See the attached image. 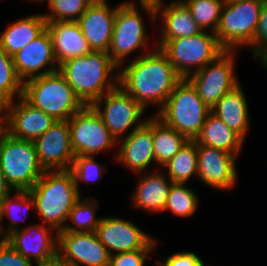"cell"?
<instances>
[{"label": "cell", "mask_w": 267, "mask_h": 266, "mask_svg": "<svg viewBox=\"0 0 267 266\" xmlns=\"http://www.w3.org/2000/svg\"><path fill=\"white\" fill-rule=\"evenodd\" d=\"M267 54V4L262 5L254 36V61L258 63Z\"/></svg>", "instance_id": "obj_39"}, {"label": "cell", "mask_w": 267, "mask_h": 266, "mask_svg": "<svg viewBox=\"0 0 267 266\" xmlns=\"http://www.w3.org/2000/svg\"><path fill=\"white\" fill-rule=\"evenodd\" d=\"M98 156H75L70 171L73 174L76 188L81 196L84 192L81 190L82 184H95L100 183L107 173L108 164L104 161L97 160ZM82 183V184H81Z\"/></svg>", "instance_id": "obj_33"}, {"label": "cell", "mask_w": 267, "mask_h": 266, "mask_svg": "<svg viewBox=\"0 0 267 266\" xmlns=\"http://www.w3.org/2000/svg\"><path fill=\"white\" fill-rule=\"evenodd\" d=\"M118 5L110 4L109 0H94L77 21L92 51L108 52Z\"/></svg>", "instance_id": "obj_21"}, {"label": "cell", "mask_w": 267, "mask_h": 266, "mask_svg": "<svg viewBox=\"0 0 267 266\" xmlns=\"http://www.w3.org/2000/svg\"><path fill=\"white\" fill-rule=\"evenodd\" d=\"M34 266H64V260L57 254L55 257L40 263H36Z\"/></svg>", "instance_id": "obj_42"}, {"label": "cell", "mask_w": 267, "mask_h": 266, "mask_svg": "<svg viewBox=\"0 0 267 266\" xmlns=\"http://www.w3.org/2000/svg\"><path fill=\"white\" fill-rule=\"evenodd\" d=\"M134 176L136 184L128 197L130 208L151 215L162 214L173 182L161 168L134 174Z\"/></svg>", "instance_id": "obj_19"}, {"label": "cell", "mask_w": 267, "mask_h": 266, "mask_svg": "<svg viewBox=\"0 0 267 266\" xmlns=\"http://www.w3.org/2000/svg\"><path fill=\"white\" fill-rule=\"evenodd\" d=\"M173 183L198 181L197 143L188 140L178 153L161 168Z\"/></svg>", "instance_id": "obj_31"}, {"label": "cell", "mask_w": 267, "mask_h": 266, "mask_svg": "<svg viewBox=\"0 0 267 266\" xmlns=\"http://www.w3.org/2000/svg\"><path fill=\"white\" fill-rule=\"evenodd\" d=\"M262 68V71H267V54L257 63ZM267 73V72H266Z\"/></svg>", "instance_id": "obj_45"}, {"label": "cell", "mask_w": 267, "mask_h": 266, "mask_svg": "<svg viewBox=\"0 0 267 266\" xmlns=\"http://www.w3.org/2000/svg\"><path fill=\"white\" fill-rule=\"evenodd\" d=\"M8 134V118H0V144Z\"/></svg>", "instance_id": "obj_43"}, {"label": "cell", "mask_w": 267, "mask_h": 266, "mask_svg": "<svg viewBox=\"0 0 267 266\" xmlns=\"http://www.w3.org/2000/svg\"><path fill=\"white\" fill-rule=\"evenodd\" d=\"M46 29L50 35L58 65L68 59L84 56L92 51L78 22L47 21Z\"/></svg>", "instance_id": "obj_25"}, {"label": "cell", "mask_w": 267, "mask_h": 266, "mask_svg": "<svg viewBox=\"0 0 267 266\" xmlns=\"http://www.w3.org/2000/svg\"><path fill=\"white\" fill-rule=\"evenodd\" d=\"M59 71L84 105H92L118 85V67L104 51L68 59Z\"/></svg>", "instance_id": "obj_3"}, {"label": "cell", "mask_w": 267, "mask_h": 266, "mask_svg": "<svg viewBox=\"0 0 267 266\" xmlns=\"http://www.w3.org/2000/svg\"><path fill=\"white\" fill-rule=\"evenodd\" d=\"M57 254L65 262L75 265L110 266L111 255L96 232L59 231Z\"/></svg>", "instance_id": "obj_16"}, {"label": "cell", "mask_w": 267, "mask_h": 266, "mask_svg": "<svg viewBox=\"0 0 267 266\" xmlns=\"http://www.w3.org/2000/svg\"><path fill=\"white\" fill-rule=\"evenodd\" d=\"M32 212H35L34 199L28 190H13L7 195L0 202V239L25 228L22 223Z\"/></svg>", "instance_id": "obj_27"}, {"label": "cell", "mask_w": 267, "mask_h": 266, "mask_svg": "<svg viewBox=\"0 0 267 266\" xmlns=\"http://www.w3.org/2000/svg\"><path fill=\"white\" fill-rule=\"evenodd\" d=\"M182 79L158 47L118 68V85L151 115L164 107Z\"/></svg>", "instance_id": "obj_1"}, {"label": "cell", "mask_w": 267, "mask_h": 266, "mask_svg": "<svg viewBox=\"0 0 267 266\" xmlns=\"http://www.w3.org/2000/svg\"><path fill=\"white\" fill-rule=\"evenodd\" d=\"M29 223L25 228L10 233L4 240L34 264L55 257L58 232L41 222Z\"/></svg>", "instance_id": "obj_18"}, {"label": "cell", "mask_w": 267, "mask_h": 266, "mask_svg": "<svg viewBox=\"0 0 267 266\" xmlns=\"http://www.w3.org/2000/svg\"><path fill=\"white\" fill-rule=\"evenodd\" d=\"M13 191V188L9 185L7 182L4 174L1 171L0 168V202L11 192Z\"/></svg>", "instance_id": "obj_41"}, {"label": "cell", "mask_w": 267, "mask_h": 266, "mask_svg": "<svg viewBox=\"0 0 267 266\" xmlns=\"http://www.w3.org/2000/svg\"><path fill=\"white\" fill-rule=\"evenodd\" d=\"M8 134L27 141L43 135L56 121L52 116L33 107L23 97L6 103Z\"/></svg>", "instance_id": "obj_23"}, {"label": "cell", "mask_w": 267, "mask_h": 266, "mask_svg": "<svg viewBox=\"0 0 267 266\" xmlns=\"http://www.w3.org/2000/svg\"><path fill=\"white\" fill-rule=\"evenodd\" d=\"M243 85L241 81L231 91L227 92L211 109V112L247 142L246 139L253 124L251 111L249 110V97Z\"/></svg>", "instance_id": "obj_24"}, {"label": "cell", "mask_w": 267, "mask_h": 266, "mask_svg": "<svg viewBox=\"0 0 267 266\" xmlns=\"http://www.w3.org/2000/svg\"><path fill=\"white\" fill-rule=\"evenodd\" d=\"M156 250H135L111 255L110 266H150Z\"/></svg>", "instance_id": "obj_38"}, {"label": "cell", "mask_w": 267, "mask_h": 266, "mask_svg": "<svg viewBox=\"0 0 267 266\" xmlns=\"http://www.w3.org/2000/svg\"><path fill=\"white\" fill-rule=\"evenodd\" d=\"M224 2L225 0H187L184 4L203 31L215 33Z\"/></svg>", "instance_id": "obj_35"}, {"label": "cell", "mask_w": 267, "mask_h": 266, "mask_svg": "<svg viewBox=\"0 0 267 266\" xmlns=\"http://www.w3.org/2000/svg\"><path fill=\"white\" fill-rule=\"evenodd\" d=\"M147 27L152 30L150 34ZM154 31H156L154 2L120 0L107 52L112 62L119 68L124 63L155 49L157 46Z\"/></svg>", "instance_id": "obj_2"}, {"label": "cell", "mask_w": 267, "mask_h": 266, "mask_svg": "<svg viewBox=\"0 0 267 266\" xmlns=\"http://www.w3.org/2000/svg\"><path fill=\"white\" fill-rule=\"evenodd\" d=\"M156 254L160 257L156 256L153 260L158 266H213L210 263L207 264L206 260L203 259V257L201 258L198 252L196 253L194 250L191 251V249L186 250L185 248V250L174 251L172 254L169 253L167 257L160 255V252L158 254L157 250Z\"/></svg>", "instance_id": "obj_37"}, {"label": "cell", "mask_w": 267, "mask_h": 266, "mask_svg": "<svg viewBox=\"0 0 267 266\" xmlns=\"http://www.w3.org/2000/svg\"><path fill=\"white\" fill-rule=\"evenodd\" d=\"M156 46L182 78L199 71L225 51L216 34L209 31L191 37L156 40Z\"/></svg>", "instance_id": "obj_8"}, {"label": "cell", "mask_w": 267, "mask_h": 266, "mask_svg": "<svg viewBox=\"0 0 267 266\" xmlns=\"http://www.w3.org/2000/svg\"><path fill=\"white\" fill-rule=\"evenodd\" d=\"M22 97L55 120H69L85 106L59 70L25 81Z\"/></svg>", "instance_id": "obj_5"}, {"label": "cell", "mask_w": 267, "mask_h": 266, "mask_svg": "<svg viewBox=\"0 0 267 266\" xmlns=\"http://www.w3.org/2000/svg\"><path fill=\"white\" fill-rule=\"evenodd\" d=\"M0 118H8L6 111V102L0 98Z\"/></svg>", "instance_id": "obj_44"}, {"label": "cell", "mask_w": 267, "mask_h": 266, "mask_svg": "<svg viewBox=\"0 0 267 266\" xmlns=\"http://www.w3.org/2000/svg\"><path fill=\"white\" fill-rule=\"evenodd\" d=\"M198 182L215 191L231 192L240 178L239 158L224 150L197 145ZM239 169V170H238ZM204 184V185H203Z\"/></svg>", "instance_id": "obj_14"}, {"label": "cell", "mask_w": 267, "mask_h": 266, "mask_svg": "<svg viewBox=\"0 0 267 266\" xmlns=\"http://www.w3.org/2000/svg\"><path fill=\"white\" fill-rule=\"evenodd\" d=\"M23 96V82L16 74L13 59L0 47V98L8 103Z\"/></svg>", "instance_id": "obj_36"}, {"label": "cell", "mask_w": 267, "mask_h": 266, "mask_svg": "<svg viewBox=\"0 0 267 266\" xmlns=\"http://www.w3.org/2000/svg\"><path fill=\"white\" fill-rule=\"evenodd\" d=\"M197 145L215 147L239 158L246 142L219 117L210 112L199 135L194 140Z\"/></svg>", "instance_id": "obj_28"}, {"label": "cell", "mask_w": 267, "mask_h": 266, "mask_svg": "<svg viewBox=\"0 0 267 266\" xmlns=\"http://www.w3.org/2000/svg\"><path fill=\"white\" fill-rule=\"evenodd\" d=\"M23 1H26V2H31V4H38L39 5V7L41 6V4H42V2L44 1V0H23Z\"/></svg>", "instance_id": "obj_46"}, {"label": "cell", "mask_w": 267, "mask_h": 266, "mask_svg": "<svg viewBox=\"0 0 267 266\" xmlns=\"http://www.w3.org/2000/svg\"><path fill=\"white\" fill-rule=\"evenodd\" d=\"M177 1L184 4L187 0H177Z\"/></svg>", "instance_id": "obj_48"}, {"label": "cell", "mask_w": 267, "mask_h": 266, "mask_svg": "<svg viewBox=\"0 0 267 266\" xmlns=\"http://www.w3.org/2000/svg\"><path fill=\"white\" fill-rule=\"evenodd\" d=\"M210 112L197 90L183 78L156 116L188 140H195Z\"/></svg>", "instance_id": "obj_7"}, {"label": "cell", "mask_w": 267, "mask_h": 266, "mask_svg": "<svg viewBox=\"0 0 267 266\" xmlns=\"http://www.w3.org/2000/svg\"><path fill=\"white\" fill-rule=\"evenodd\" d=\"M29 192L34 199L35 219L57 232L64 229L71 209L82 197L70 170L44 171Z\"/></svg>", "instance_id": "obj_4"}, {"label": "cell", "mask_w": 267, "mask_h": 266, "mask_svg": "<svg viewBox=\"0 0 267 266\" xmlns=\"http://www.w3.org/2000/svg\"><path fill=\"white\" fill-rule=\"evenodd\" d=\"M155 30L156 40L191 37L203 31L186 5L177 0L155 2Z\"/></svg>", "instance_id": "obj_22"}, {"label": "cell", "mask_w": 267, "mask_h": 266, "mask_svg": "<svg viewBox=\"0 0 267 266\" xmlns=\"http://www.w3.org/2000/svg\"><path fill=\"white\" fill-rule=\"evenodd\" d=\"M71 147L75 156H102L111 154L114 162L117 140L91 105H85L69 120ZM107 152V153H106Z\"/></svg>", "instance_id": "obj_9"}, {"label": "cell", "mask_w": 267, "mask_h": 266, "mask_svg": "<svg viewBox=\"0 0 267 266\" xmlns=\"http://www.w3.org/2000/svg\"><path fill=\"white\" fill-rule=\"evenodd\" d=\"M152 136L156 169L165 166L188 141L184 135L167 126L156 115H152Z\"/></svg>", "instance_id": "obj_29"}, {"label": "cell", "mask_w": 267, "mask_h": 266, "mask_svg": "<svg viewBox=\"0 0 267 266\" xmlns=\"http://www.w3.org/2000/svg\"><path fill=\"white\" fill-rule=\"evenodd\" d=\"M193 188L190 183H172L163 213H171L172 216L183 220L194 218L202 206V200L196 191L197 188Z\"/></svg>", "instance_id": "obj_32"}, {"label": "cell", "mask_w": 267, "mask_h": 266, "mask_svg": "<svg viewBox=\"0 0 267 266\" xmlns=\"http://www.w3.org/2000/svg\"><path fill=\"white\" fill-rule=\"evenodd\" d=\"M94 0H44L41 6L48 10L43 11L46 21L77 22Z\"/></svg>", "instance_id": "obj_34"}, {"label": "cell", "mask_w": 267, "mask_h": 266, "mask_svg": "<svg viewBox=\"0 0 267 266\" xmlns=\"http://www.w3.org/2000/svg\"><path fill=\"white\" fill-rule=\"evenodd\" d=\"M86 192L87 196L84 194L85 197L82 196L71 209L63 230L79 233L96 231L102 218V215H97L100 201L90 187Z\"/></svg>", "instance_id": "obj_30"}, {"label": "cell", "mask_w": 267, "mask_h": 266, "mask_svg": "<svg viewBox=\"0 0 267 266\" xmlns=\"http://www.w3.org/2000/svg\"><path fill=\"white\" fill-rule=\"evenodd\" d=\"M239 53L240 50H225L214 61L186 78L210 110L241 82L236 70Z\"/></svg>", "instance_id": "obj_11"}, {"label": "cell", "mask_w": 267, "mask_h": 266, "mask_svg": "<svg viewBox=\"0 0 267 266\" xmlns=\"http://www.w3.org/2000/svg\"><path fill=\"white\" fill-rule=\"evenodd\" d=\"M33 143L38 160L45 171L70 170L75 155L71 147L68 120H56Z\"/></svg>", "instance_id": "obj_17"}, {"label": "cell", "mask_w": 267, "mask_h": 266, "mask_svg": "<svg viewBox=\"0 0 267 266\" xmlns=\"http://www.w3.org/2000/svg\"><path fill=\"white\" fill-rule=\"evenodd\" d=\"M46 25L42 11L11 20L0 32V47L12 57L35 40L46 29Z\"/></svg>", "instance_id": "obj_26"}, {"label": "cell", "mask_w": 267, "mask_h": 266, "mask_svg": "<svg viewBox=\"0 0 267 266\" xmlns=\"http://www.w3.org/2000/svg\"><path fill=\"white\" fill-rule=\"evenodd\" d=\"M99 241L110 255L135 250H158L159 238L144 230L131 218L122 216H102L96 229Z\"/></svg>", "instance_id": "obj_13"}, {"label": "cell", "mask_w": 267, "mask_h": 266, "mask_svg": "<svg viewBox=\"0 0 267 266\" xmlns=\"http://www.w3.org/2000/svg\"><path fill=\"white\" fill-rule=\"evenodd\" d=\"M28 258L23 257L4 239H0V266H34Z\"/></svg>", "instance_id": "obj_40"}, {"label": "cell", "mask_w": 267, "mask_h": 266, "mask_svg": "<svg viewBox=\"0 0 267 266\" xmlns=\"http://www.w3.org/2000/svg\"><path fill=\"white\" fill-rule=\"evenodd\" d=\"M12 59L16 74L23 83L34 77L59 70L47 29L14 54Z\"/></svg>", "instance_id": "obj_20"}, {"label": "cell", "mask_w": 267, "mask_h": 266, "mask_svg": "<svg viewBox=\"0 0 267 266\" xmlns=\"http://www.w3.org/2000/svg\"><path fill=\"white\" fill-rule=\"evenodd\" d=\"M113 164L124 167L132 175L149 172L151 168L150 171L156 170L152 115L142 126L117 141V153Z\"/></svg>", "instance_id": "obj_15"}, {"label": "cell", "mask_w": 267, "mask_h": 266, "mask_svg": "<svg viewBox=\"0 0 267 266\" xmlns=\"http://www.w3.org/2000/svg\"><path fill=\"white\" fill-rule=\"evenodd\" d=\"M64 266H80V265H75L64 261Z\"/></svg>", "instance_id": "obj_47"}, {"label": "cell", "mask_w": 267, "mask_h": 266, "mask_svg": "<svg viewBox=\"0 0 267 266\" xmlns=\"http://www.w3.org/2000/svg\"><path fill=\"white\" fill-rule=\"evenodd\" d=\"M0 168L13 190H30L45 171L33 141L7 134L0 144Z\"/></svg>", "instance_id": "obj_10"}, {"label": "cell", "mask_w": 267, "mask_h": 266, "mask_svg": "<svg viewBox=\"0 0 267 266\" xmlns=\"http://www.w3.org/2000/svg\"><path fill=\"white\" fill-rule=\"evenodd\" d=\"M261 0H225L215 32L225 50H250L254 62V36L258 25Z\"/></svg>", "instance_id": "obj_6"}, {"label": "cell", "mask_w": 267, "mask_h": 266, "mask_svg": "<svg viewBox=\"0 0 267 266\" xmlns=\"http://www.w3.org/2000/svg\"><path fill=\"white\" fill-rule=\"evenodd\" d=\"M91 106L117 141L142 126L151 116L119 85L106 92Z\"/></svg>", "instance_id": "obj_12"}]
</instances>
